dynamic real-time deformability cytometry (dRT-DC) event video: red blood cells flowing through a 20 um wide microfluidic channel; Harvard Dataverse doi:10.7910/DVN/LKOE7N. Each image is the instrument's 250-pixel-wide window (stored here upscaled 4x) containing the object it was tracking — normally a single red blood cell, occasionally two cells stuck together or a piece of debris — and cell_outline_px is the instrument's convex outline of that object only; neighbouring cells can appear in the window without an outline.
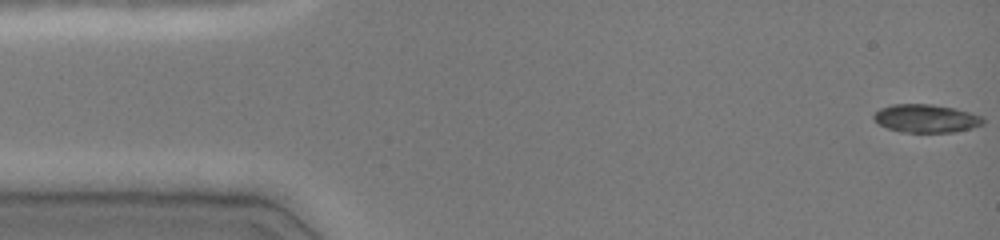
{"species": "common noctule bat (a hibernating species)", "species_latin": "Nyctalus noctula", "temperature_condition": "cold", "stored_images_in_passage": 47, "camera_frame_rate_fps": 3000, "um_per_image_px": 0.085, "animal": {"sex": "female", "body_mass_g": 19.0, "forearm_length_mm": 51.5}, "frame": {"image": 1, "passage_image": 1, "time_ms": 0.0, "image_size_px": [1000, 240], "cell_outline_px": [[984, 124], [972, 128], [952, 132], [900, 132], [888, 128], [880, 124], [872, 116], [880, 108], [892, 104], [932, 104], [956, 108], [980, 116], [984, 120]], "centroid_in_image_um": [78.72, 10.06], "position_along_channel_um": 6.3, "area_um2": 17.86}}
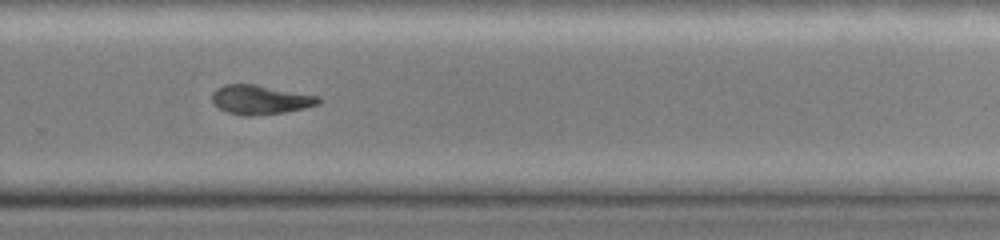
{"frame": {"image": 2, "passage_image": 32, "time_ms": 10.333, "image_size_px": [1000, 240], "cell_outline_px": [[320, 104], [304, 108], [284, 112], [248, 116], [244, 116], [228, 112], [212, 104], [212, 92], [216, 88], [224, 84], [256, 84], [320, 96]], "centroid_in_image_um": [22.11, 8.46], "position_along_channel_um": 307.7, "area_um2": 18.21}}
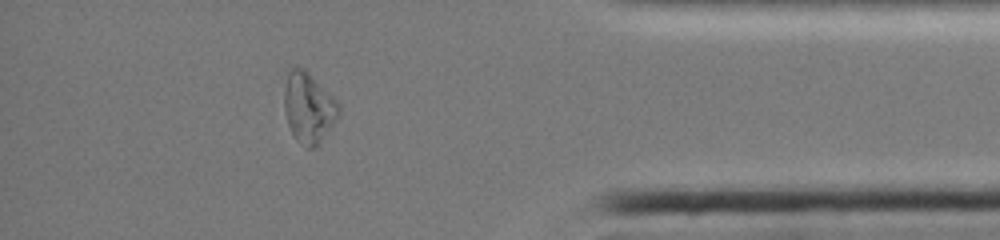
{"frame": {"image": 3, "passage_image": 41, "time_ms": 13.333, "image_size_px": [1000, 240], "cell_outline_px": [[340, 112], [316, 148], [308, 148], [300, 144], [296, 140], [288, 124], [284, 112], [284, 88], [288, 72], [292, 68], [304, 68], [340, 104]], "centroid_in_image_um": [26.21, 9.16], "position_along_channel_um": 409.0, "area_um2": 22.08}, "authors_computed_cell_mechanics": {"area_um2": 18.785, "velocity_mm_per_s": 4.0639, "shape_relaxation_time_tau1_ms": null, "shape_relaxation_time_tau2_ms": 6.8336, "deformation_change_tau1": null, "deformation_change_tau2": 0.1409}}